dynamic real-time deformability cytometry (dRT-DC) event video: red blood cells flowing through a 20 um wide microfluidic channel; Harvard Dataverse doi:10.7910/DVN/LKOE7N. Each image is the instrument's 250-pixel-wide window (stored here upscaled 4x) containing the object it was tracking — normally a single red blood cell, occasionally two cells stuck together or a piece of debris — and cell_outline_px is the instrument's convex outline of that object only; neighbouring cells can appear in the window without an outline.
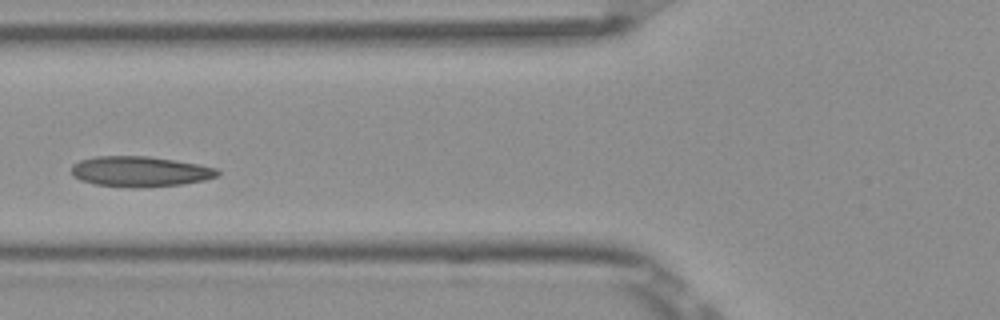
{"species": "Egyptian fruit bat (a non-hibernating species)", "species_latin": "Rousettus aegyptiacus", "temperature_condition": "room temperature", "stored_images_in_passage": 2, "camera_frame_rate_fps": 3000, "um_per_image_px": 0.085, "frame": {"image": 1, "passage_image": 2, "time_ms": 0.333, "image_size_px": [1000, 320], "cell_outline_px": [[220, 176], [204, 180], [180, 184], [136, 188], [132, 188], [96, 184], [80, 180], [72, 176], [72, 164], [80, 160], [96, 156], [148, 156], [200, 164], [216, 168], [220, 172]], "centroid_in_image_um": [11.9, 14.57], "position_along_channel_um": 113.9, "area_um2": 25.95}}